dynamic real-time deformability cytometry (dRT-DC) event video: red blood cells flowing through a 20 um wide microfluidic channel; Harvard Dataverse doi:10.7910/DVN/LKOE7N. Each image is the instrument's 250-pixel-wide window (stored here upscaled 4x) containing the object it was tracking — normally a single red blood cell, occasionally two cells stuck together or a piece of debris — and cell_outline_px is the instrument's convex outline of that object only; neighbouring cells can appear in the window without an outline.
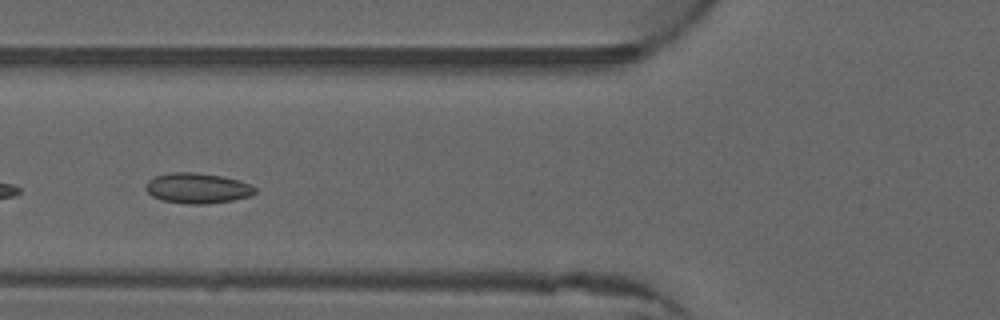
{"species": "common noctule bat (a hibernating species)", "species_latin": "Nyctalus noctula", "temperature_condition": "warm", "stored_images_in_passage": 18, "camera_frame_rate_fps": 3000, "um_per_image_px": 0.085, "animal": {"sex": "male", "forearm_length_mm": 52.5}, "frame": {"image": 1, "passage_image": 16, "time_ms": 5.0, "image_size_px": [1000, 320], "cell_outline_px": [[256, 192], [252, 196], [232, 200], [208, 204], [188, 204], [164, 200], [152, 196], [144, 188], [148, 180], [156, 176], [172, 172], [192, 172], [220, 176], [240, 180], [256, 188]], "centroid_in_image_um": [16.79, 16.0], "position_along_channel_um": 109.0, "area_um2": 19.25}}